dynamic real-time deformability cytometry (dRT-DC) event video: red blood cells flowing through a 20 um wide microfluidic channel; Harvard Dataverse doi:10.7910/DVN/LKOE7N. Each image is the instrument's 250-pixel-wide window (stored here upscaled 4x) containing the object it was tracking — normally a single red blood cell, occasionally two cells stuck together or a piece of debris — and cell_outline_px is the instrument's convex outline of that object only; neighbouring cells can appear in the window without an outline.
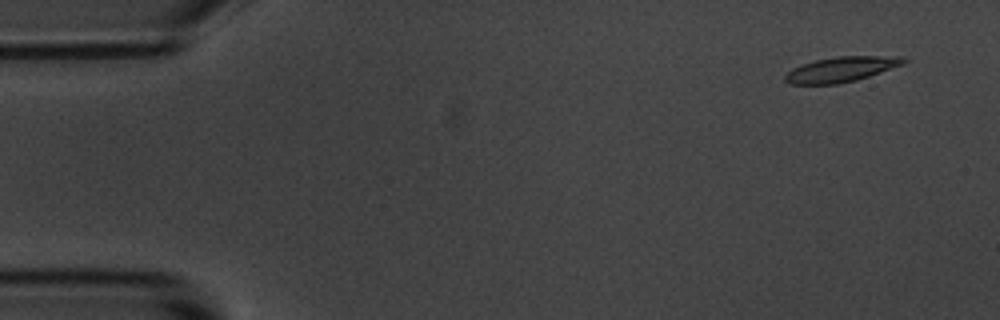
{"species": "common noctule bat (a hibernating species)", "species_latin": "Nyctalus noctula", "temperature_condition": "room temperature", "stored_images_in_passage": 5, "segment_of_instrument_passage": [2, 2], "camera_frame_rate_fps": 3000, "um_per_image_px": 0.085, "animal": {"sex": "male", "body_mass_g": 20.1, "forearm_length_mm": 53.5}, "frame": {"image": 1, "passage_image": 5, "time_ms": 5.333, "image_size_px": [1000, 320], "cell_outline_px": [[908, 60], [904, 64], [856, 80], [836, 84], [792, 84], [784, 80], [784, 76], [792, 68], [816, 60], [836, 56], [904, 56]], "centroid_in_image_um": [71.53, 5.88], "position_along_channel_um": 13.5, "area_um2": 17.22}}